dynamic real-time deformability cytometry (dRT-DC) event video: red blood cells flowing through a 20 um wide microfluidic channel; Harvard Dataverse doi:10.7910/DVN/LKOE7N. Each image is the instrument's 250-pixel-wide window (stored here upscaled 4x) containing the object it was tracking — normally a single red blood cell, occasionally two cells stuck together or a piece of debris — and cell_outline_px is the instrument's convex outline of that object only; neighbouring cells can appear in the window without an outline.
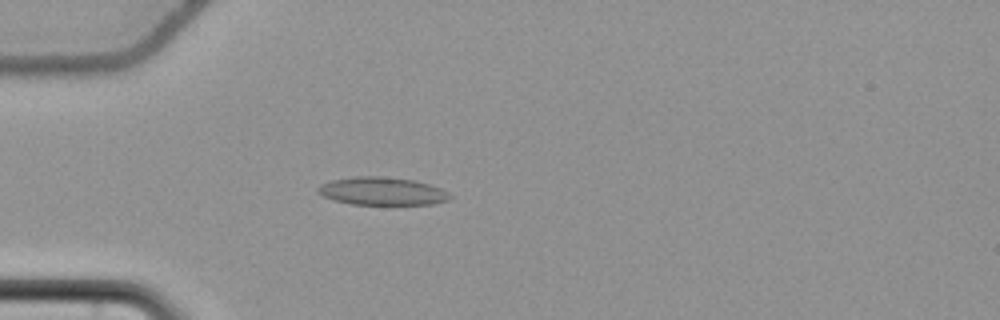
{"species": "common noctule bat (a hibernating species)", "species_latin": "Nyctalus noctula", "temperature_condition": "cold", "stored_images_in_passage": 57, "camera_frame_rate_fps": 3000, "um_per_image_px": 0.085, "animal": {"sex": "female", "body_mass_g": 22.7, "forearm_length_mm": 54.2}, "frame": {"image": 1, "passage_image": 18, "time_ms": 5.667, "image_size_px": [1000, 320], "cell_outline_px": [[452, 196], [448, 200], [432, 204], [352, 204], [332, 200], [316, 192], [316, 188], [320, 184], [332, 180], [356, 176], [380, 176], [412, 180], [428, 184], [440, 188], [448, 192]], "centroid_in_image_um": [32.44, 16.25], "position_along_channel_um": 52.6, "area_um2": 21.39}}
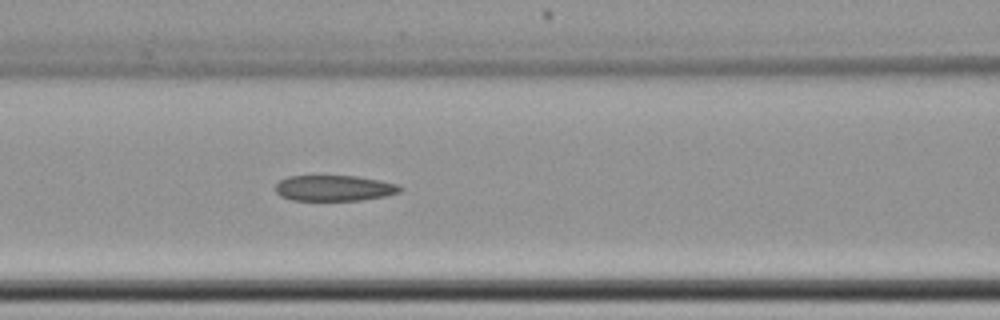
{"frame": {"image": 2, "passage_image": 26, "time_ms": 8.333, "image_size_px": [1000, 320], "cell_outline_px": [[404, 188], [400, 192], [384, 196], [360, 200], [292, 200], [280, 196], [276, 192], [276, 184], [280, 180], [288, 176], [356, 176], [380, 180], [396, 184]], "centroid_in_image_um": [28.4, 15.99], "position_along_channel_um": 138.2, "area_um2": 18.61}}
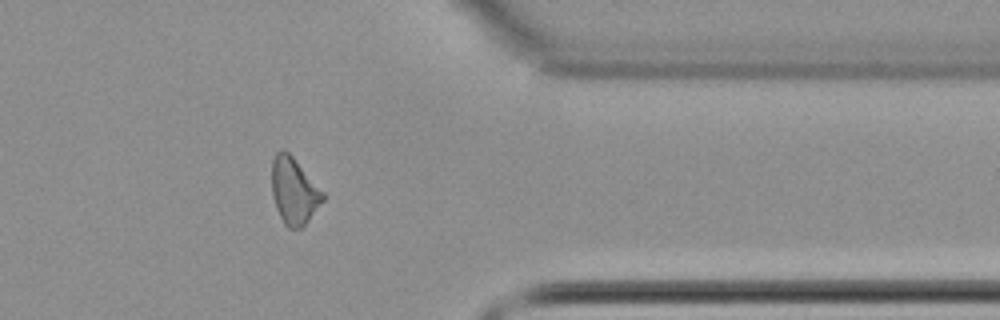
{"frame": {"image": 3, "passage_image": 47, "time_ms": 15.333, "image_size_px": [1000, 320], "cell_outline_px": [[324, 200], [308, 220], [300, 228], [288, 228], [284, 224], [276, 208], [272, 196], [272, 160], [276, 152], [280, 148], [284, 148], [292, 156], [324, 192]], "centroid_in_image_um": [24.97, 16.21], "position_along_channel_um": 386.4, "area_um2": 19.71}}